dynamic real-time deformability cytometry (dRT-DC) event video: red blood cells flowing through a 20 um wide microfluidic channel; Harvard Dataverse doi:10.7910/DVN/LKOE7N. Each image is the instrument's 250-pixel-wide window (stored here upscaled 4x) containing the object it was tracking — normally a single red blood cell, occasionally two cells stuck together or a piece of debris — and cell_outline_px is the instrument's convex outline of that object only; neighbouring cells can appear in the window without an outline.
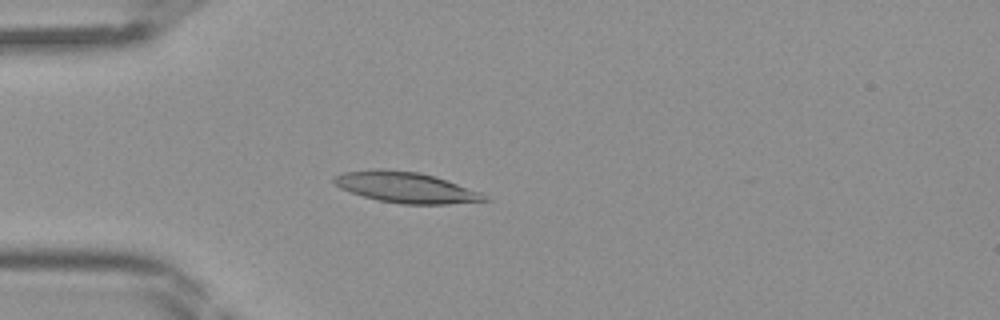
{"species": "Egyptian fruit bat (a non-hibernating species)", "species_latin": "Rousettus aegyptiacus", "temperature_condition": "room temperature", "stored_images_in_passage": 43, "camera_frame_rate_fps": 3000, "um_per_image_px": 0.085, "frame": {"image": 1, "passage_image": 12, "time_ms": 3.667, "image_size_px": [1000, 320], "cell_outline_px": [[492, 200], [448, 204], [400, 204], [380, 200], [364, 196], [340, 188], [332, 180], [332, 176], [344, 172], [372, 168], [384, 168], [420, 172], [480, 192]], "centroid_in_image_um": [34.45, 15.91], "position_along_channel_um": 50.5, "area_um2": 26.82}}
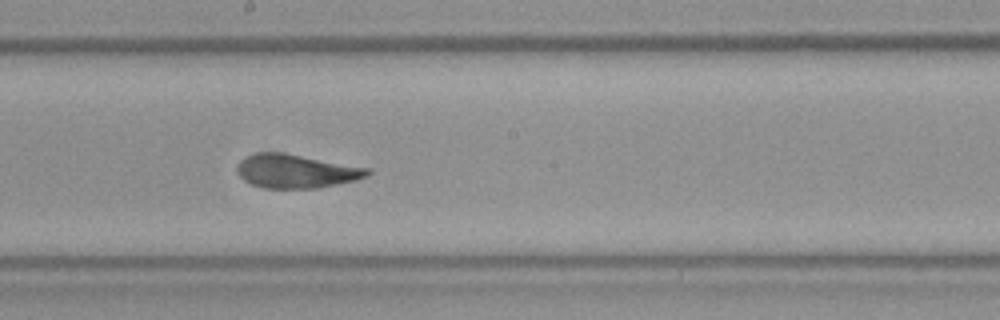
{"frame": {"image": 2, "passage_image": 24, "time_ms": 7.667, "image_size_px": [1000, 320], "cell_outline_px": [[372, 172], [368, 176], [356, 180], [316, 188], [264, 188], [252, 184], [244, 180], [236, 172], [236, 164], [240, 160], [256, 152], [284, 152], [372, 168]], "centroid_in_image_um": [25.18, 14.53], "position_along_channel_um": 223.0, "area_um2": 25.89}}
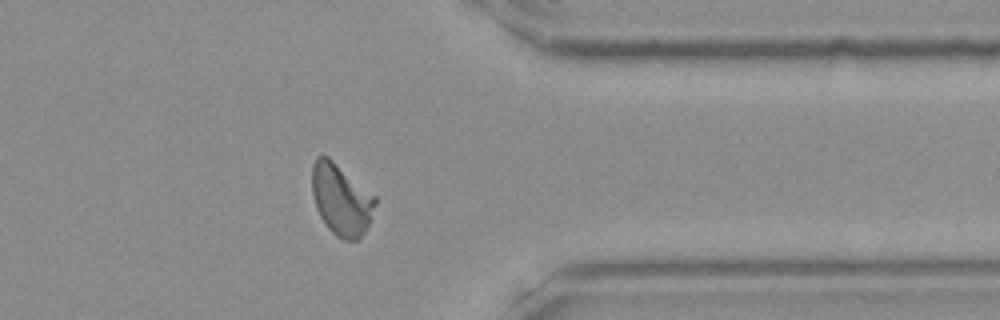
{"frame": {"image": 3, "passage_image": 35, "time_ms": 11.333, "image_size_px": [1000, 320], "cell_outline_px": [[376, 204], [368, 224], [364, 232], [356, 240], [344, 240], [336, 236], [328, 228], [320, 216], [316, 208], [312, 196], [312, 164], [316, 156], [328, 156], [376, 196]], "centroid_in_image_um": [28.98, 16.95], "position_along_channel_um": 382.4, "area_um2": 26.18}}